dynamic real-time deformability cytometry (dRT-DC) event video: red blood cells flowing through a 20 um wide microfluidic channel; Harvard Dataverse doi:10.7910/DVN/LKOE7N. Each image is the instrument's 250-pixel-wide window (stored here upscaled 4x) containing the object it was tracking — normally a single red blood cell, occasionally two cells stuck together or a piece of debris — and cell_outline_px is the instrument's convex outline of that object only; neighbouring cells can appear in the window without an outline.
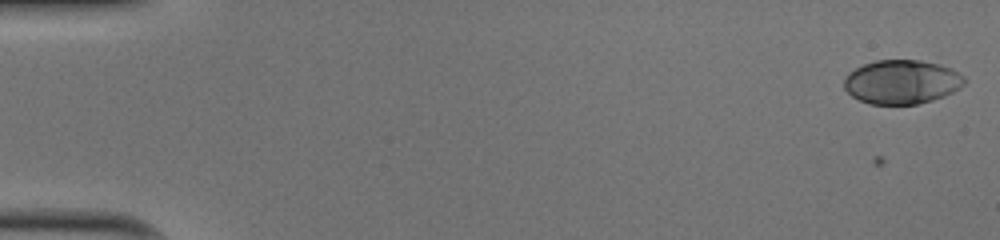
{"species": "human", "species_latin": "Homo sapiens", "temperature_condition": "cold", "stored_images_in_passage": 51, "camera_frame_rate_fps": 3000, "um_per_image_px": 0.085, "donor": {"sex": "male"}, "frame": {"image": 1, "passage_image": 1, "time_ms": 0.0, "image_size_px": [1000, 240], "cell_outline_px": [[968, 80], [960, 88], [944, 96], [932, 100], [916, 104], [868, 104], [852, 96], [844, 88], [844, 80], [848, 72], [864, 64], [876, 60], [920, 60], [940, 64], [952, 68], [964, 76]], "centroid_in_image_um": [76.67, 6.96], "position_along_channel_um": 8.3, "area_um2": 31.04}}
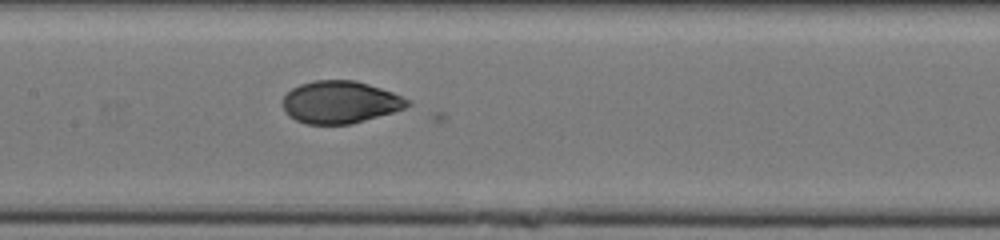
{"frame": {"image": 2, "passage_image": 26, "time_ms": 8.333, "image_size_px": [1000, 240], "cell_outline_px": [[412, 104], [404, 108], [392, 112], [352, 124], [308, 124], [296, 120], [288, 116], [284, 112], [284, 96], [292, 88], [300, 84], [312, 80], [356, 80], [392, 92], [412, 100]], "centroid_in_image_um": [28.92, 8.68], "position_along_channel_um": 178.5, "area_um2": 30.81}}
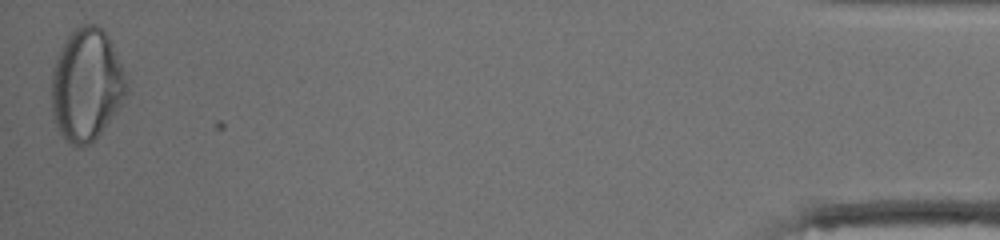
{"frame": {"image": 3, "passage_image": 51, "time_ms": 16.667, "image_size_px": [1000, 240], "cell_outline_px": [[128, 88], [120, 104], [100, 132], [88, 144], [80, 148], [72, 144], [60, 132], [56, 124], [52, 112], [52, 72], [60, 48], [68, 36], [80, 24], [96, 24], [108, 36], [112, 44], [124, 72]], "centroid_in_image_um": [7.34, 7.18], "position_along_channel_um": 427.9, "area_um2": 48.15}, "authors_computed_cell_mechanics": {"area_um2": 31.5588, "velocity_mm_per_s": 4.0369, "shape_relaxation_time_tau1_ms": 6.3686, "shape_relaxation_time_tau2_ms": 0.7377, "deformation_change_tau1": 0.2015, "deformation_change_tau2": 0.0452}}